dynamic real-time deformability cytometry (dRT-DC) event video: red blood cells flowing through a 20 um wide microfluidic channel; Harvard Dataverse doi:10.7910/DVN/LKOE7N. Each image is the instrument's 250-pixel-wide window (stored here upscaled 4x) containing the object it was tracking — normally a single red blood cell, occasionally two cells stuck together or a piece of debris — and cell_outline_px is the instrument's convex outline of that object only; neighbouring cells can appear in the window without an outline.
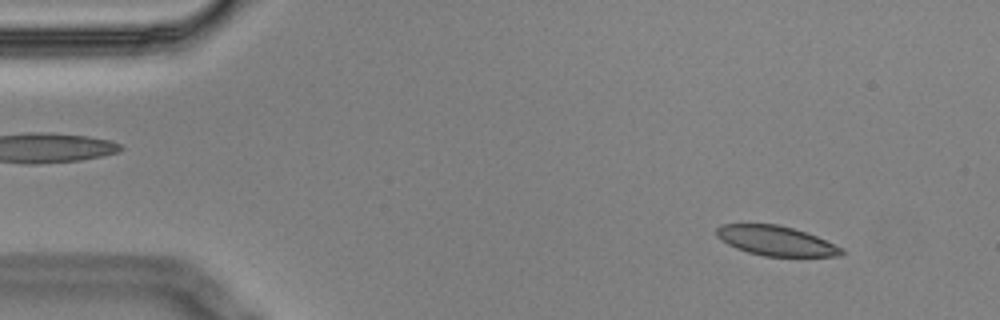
{"species": "Egyptian fruit bat (a non-hibernating species)", "species_latin": "Rousettus aegyptiacus", "temperature_condition": "cold", "stored_images_in_passage": 4, "camera_frame_rate_fps": 3000, "um_per_image_px": 0.085, "animal": {"sex": "male"}, "frame": {"image": 1, "passage_image": 2, "time_ms": 0.333, "image_size_px": [1000, 320], "cell_outline_px": [[844, 252], [840, 256], [764, 256], [748, 252], [736, 248], [720, 240], [716, 236], [716, 228], [724, 224], [776, 224], [792, 228], [816, 236], [844, 248]], "centroid_in_image_um": [65.94, 20.47], "position_along_channel_um": 19.1, "area_um2": 21.5}}
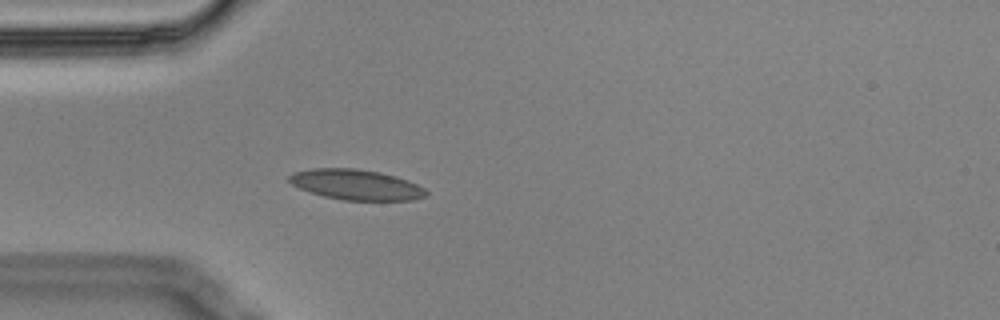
{"frame": {"image": 2, "passage_image": 4, "time_ms": 1.0, "image_size_px": [1000, 320], "cell_outline_px": [[428, 192], [424, 196], [412, 200], [344, 200], [324, 196], [300, 188], [292, 184], [288, 180], [288, 176], [296, 172], [312, 168], [356, 168], [380, 172], [396, 176], [408, 180], [424, 188]], "centroid_in_image_um": [30.28, 15.69], "position_along_channel_um": 54.7, "area_um2": 24.04}}